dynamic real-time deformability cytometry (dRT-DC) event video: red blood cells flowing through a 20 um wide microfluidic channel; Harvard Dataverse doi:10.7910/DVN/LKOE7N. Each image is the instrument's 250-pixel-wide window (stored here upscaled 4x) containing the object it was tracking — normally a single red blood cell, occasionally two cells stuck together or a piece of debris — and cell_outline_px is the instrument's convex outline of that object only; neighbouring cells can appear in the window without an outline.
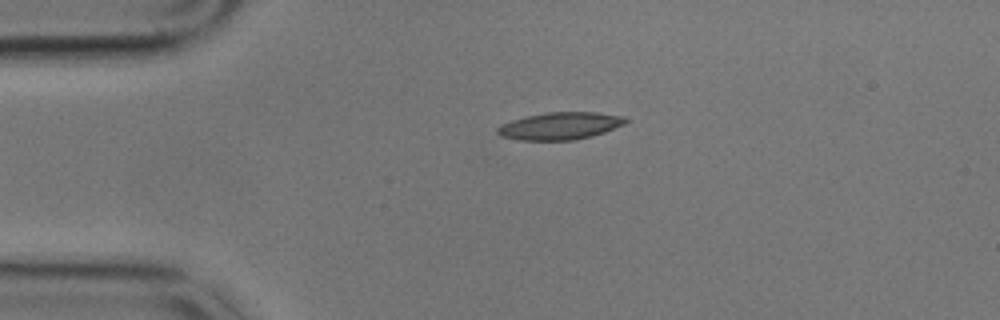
{"species": "common noctule bat (a hibernating species)", "species_latin": "Nyctalus noctula", "temperature_condition": "cold", "stored_images_in_passage": 42, "camera_frame_rate_fps": 3000, "um_per_image_px": 0.085, "animal": {"sex": "male", "body_mass_g": 17.9}, "frame": {"image": 1, "passage_image": 1, "time_ms": 0.0, "image_size_px": [1000, 320], "cell_outline_px": [[628, 120], [624, 124], [604, 132], [592, 136], [576, 140], [520, 140], [500, 136], [496, 132], [496, 128], [500, 124], [524, 116], [548, 112], [596, 112], [624, 116]], "centroid_in_image_um": [47.58, 10.7], "position_along_channel_um": 37.4, "area_um2": 20.52}}
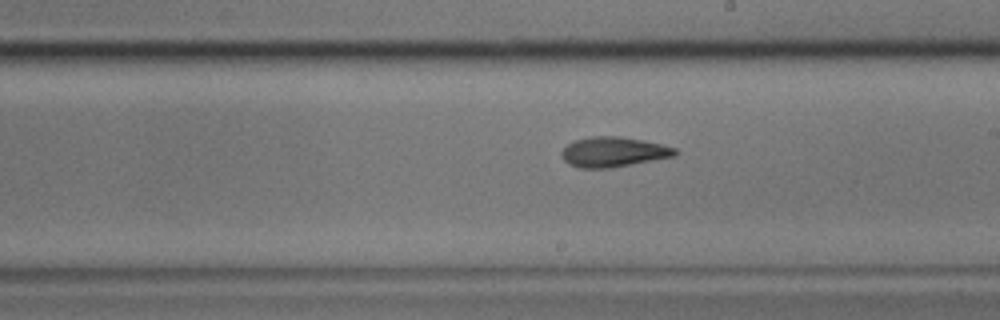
{"frame": {"image": 2, "passage_image": 21, "time_ms": 6.667, "image_size_px": [1000, 320], "cell_outline_px": [[680, 152], [676, 156], [612, 168], [580, 168], [568, 164], [560, 156], [560, 152], [568, 144], [576, 140], [592, 136], [620, 136], [660, 144], [676, 148]], "centroid_in_image_um": [52.14, 12.93], "position_along_channel_um": 236.9, "area_um2": 19.94}}
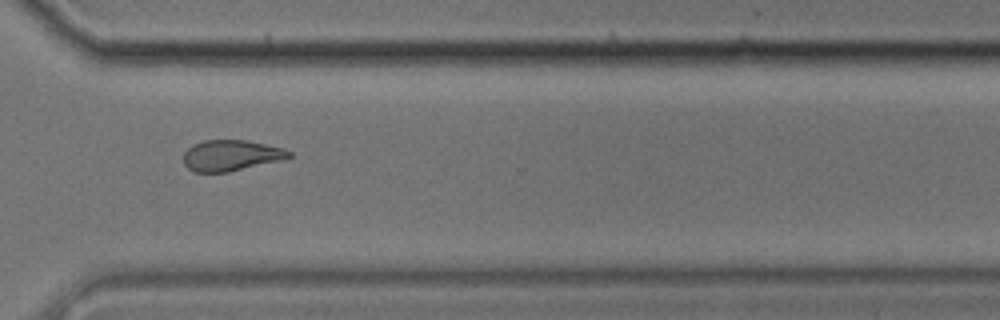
{"frame": {"image": 3, "passage_image": 31, "time_ms": 10.0, "image_size_px": [1000, 320], "cell_outline_px": [[292, 156], [284, 160], [228, 172], [196, 172], [188, 168], [184, 164], [184, 152], [192, 144], [204, 140], [248, 140], [284, 148], [292, 152]], "centroid_in_image_um": [19.67, 13.21], "position_along_channel_um": 350.9, "area_um2": 19.19}, "authors_computed_cell_mechanics": {"area_um2": 19.4208, "velocity_mm_per_s": 3.4362, "shape_relaxation_time_tau1_ms": 4.5554, "shape_relaxation_time_tau2_ms": 6.157, "deformation_change_tau1": 0.1499, "deformation_change_tau2": 0.147}}